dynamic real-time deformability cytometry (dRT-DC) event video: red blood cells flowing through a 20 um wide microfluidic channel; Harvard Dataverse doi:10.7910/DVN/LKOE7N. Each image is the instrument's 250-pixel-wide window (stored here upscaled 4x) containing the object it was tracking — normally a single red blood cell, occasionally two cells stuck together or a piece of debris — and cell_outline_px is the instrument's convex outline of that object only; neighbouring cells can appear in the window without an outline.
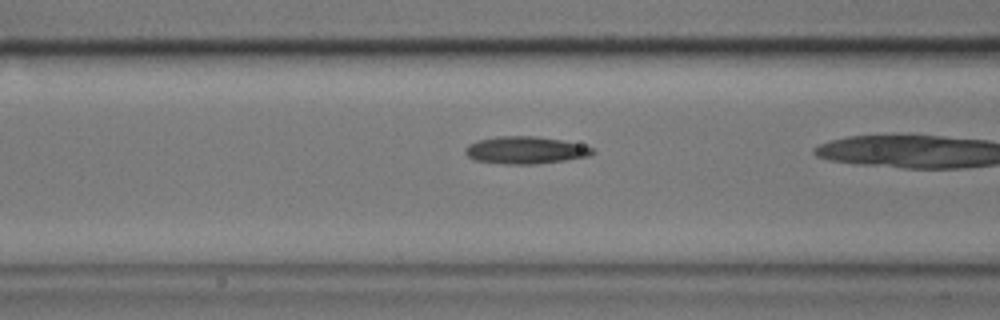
{"species": "common noctule bat (a hibernating species)", "species_latin": "Nyctalus noctula", "temperature_condition": "cold", "stored_images_in_passage": 20, "camera_frame_rate_fps": 3000, "um_per_image_px": 0.085, "animal": {"sex": "male", "body_mass_g": 17.9}, "frame": {"image": 1, "passage_image": 19, "time_ms": 6.0, "image_size_px": [1000, 320], "cell_outline_px": [[596, 152], [588, 156], [564, 160], [536, 164], [500, 164], [476, 160], [468, 156], [464, 152], [464, 148], [468, 144], [480, 140], [496, 136], [536, 136], [560, 140], [592, 148]], "centroid_in_image_um": [44.6, 12.77], "position_along_channel_um": 122.0, "area_um2": 20.06}}